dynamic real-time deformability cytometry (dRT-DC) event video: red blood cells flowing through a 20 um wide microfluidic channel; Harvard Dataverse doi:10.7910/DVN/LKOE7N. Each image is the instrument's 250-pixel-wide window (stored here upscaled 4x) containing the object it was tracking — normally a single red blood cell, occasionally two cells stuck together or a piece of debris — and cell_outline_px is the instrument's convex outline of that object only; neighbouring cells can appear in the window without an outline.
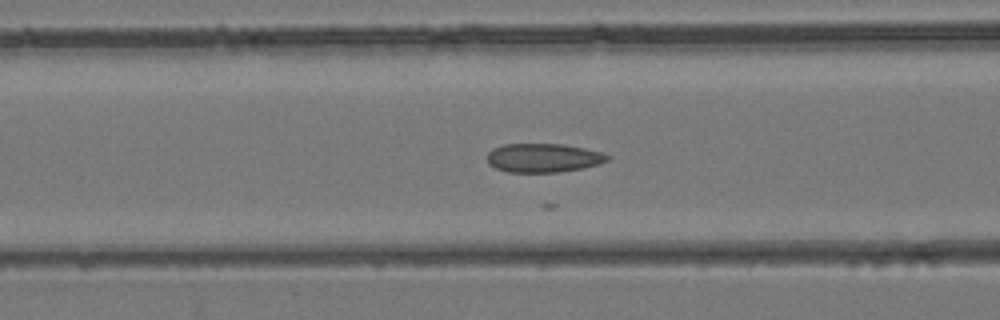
{"species": "common noctule bat (a hibernating species)", "species_latin": "Nyctalus noctula", "temperature_condition": "room temperature", "stored_images_in_passage": 19, "camera_frame_rate_fps": 3000, "um_per_image_px": 0.085, "animal": {"sex": "female", "body_mass_g": 24.6, "forearm_length_mm": 56.2}, "frame": {"image": 1, "passage_image": 11, "time_ms": 3.333, "image_size_px": [1000, 320], "cell_outline_px": [[612, 156], [608, 160], [600, 164], [584, 168], [560, 172], [508, 172], [496, 168], [488, 164], [488, 152], [492, 148], [504, 144], [564, 144], [604, 152]], "centroid_in_image_um": [46.22, 13.42], "position_along_channel_um": 120.4, "area_um2": 20.46}}
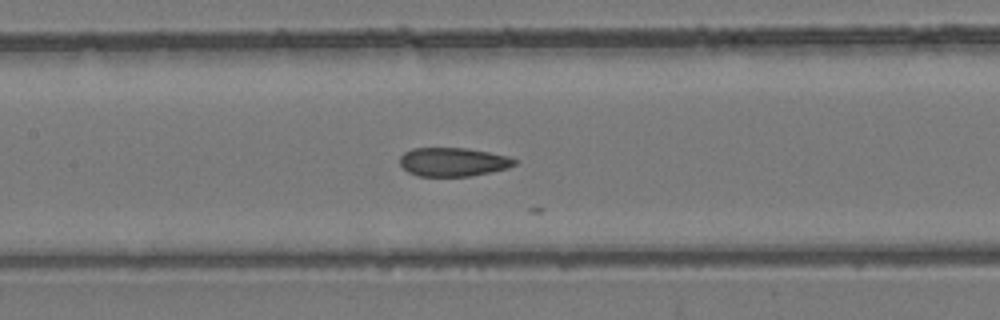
{"frame": {"image": 2, "passage_image": 14, "time_ms": 4.333, "image_size_px": [1000, 320], "cell_outline_px": [[516, 164], [508, 168], [472, 176], [420, 176], [408, 172], [400, 164], [400, 156], [404, 152], [412, 148], [468, 148], [508, 156], [516, 160]], "centroid_in_image_um": [38.51, 13.76], "position_along_channel_um": 168.9, "area_um2": 19.19}}
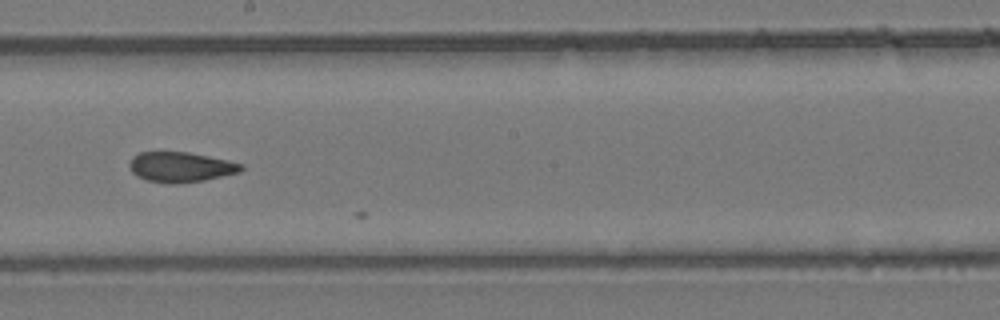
{"frame": {"image": 3, "passage_image": 18, "time_ms": 5.667, "image_size_px": [1000, 320], "cell_outline_px": [[244, 168], [240, 172], [204, 180], [176, 184], [168, 184], [148, 180], [136, 176], [132, 172], [128, 164], [132, 156], [140, 152], [188, 152], [228, 160], [244, 164]], "centroid_in_image_um": [15.35, 14.2], "position_along_channel_um": 232.8, "area_um2": 19.71}}